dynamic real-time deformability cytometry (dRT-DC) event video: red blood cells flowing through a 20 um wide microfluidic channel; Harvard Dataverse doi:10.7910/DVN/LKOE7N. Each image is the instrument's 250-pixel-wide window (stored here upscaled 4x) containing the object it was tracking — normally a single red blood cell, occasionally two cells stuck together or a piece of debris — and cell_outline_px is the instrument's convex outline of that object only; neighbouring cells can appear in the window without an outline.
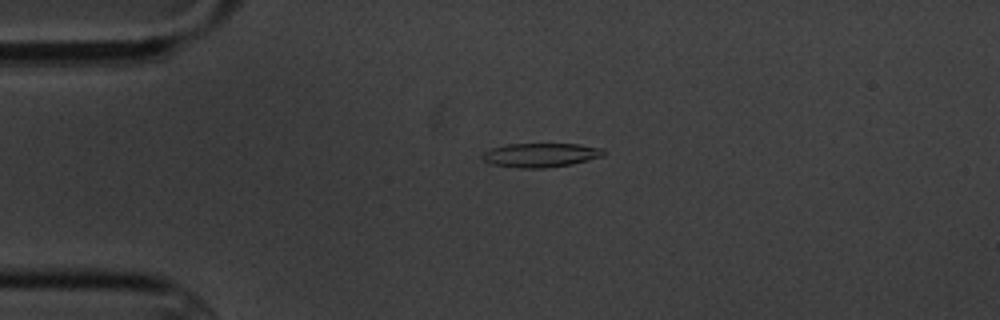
{"species": "common noctule bat (a hibernating species)", "species_latin": "Nyctalus noctula", "temperature_condition": "cold", "stored_images_in_passage": 2, "camera_frame_rate_fps": 3000, "um_per_image_px": 0.085, "animal": {"sex": "male", "body_mass_g": 20.1, "forearm_length_mm": 53.5}, "frame": {"image": 1, "passage_image": 2, "time_ms": 1.0, "image_size_px": [1000, 320], "cell_outline_px": [[608, 152], [604, 156], [572, 164], [544, 168], [520, 168], [492, 164], [484, 160], [480, 156], [484, 152], [492, 148], [508, 144], [580, 144], [604, 148]], "centroid_in_image_um": [46.02, 13.18], "position_along_channel_um": 39.0, "area_um2": 17.11}}